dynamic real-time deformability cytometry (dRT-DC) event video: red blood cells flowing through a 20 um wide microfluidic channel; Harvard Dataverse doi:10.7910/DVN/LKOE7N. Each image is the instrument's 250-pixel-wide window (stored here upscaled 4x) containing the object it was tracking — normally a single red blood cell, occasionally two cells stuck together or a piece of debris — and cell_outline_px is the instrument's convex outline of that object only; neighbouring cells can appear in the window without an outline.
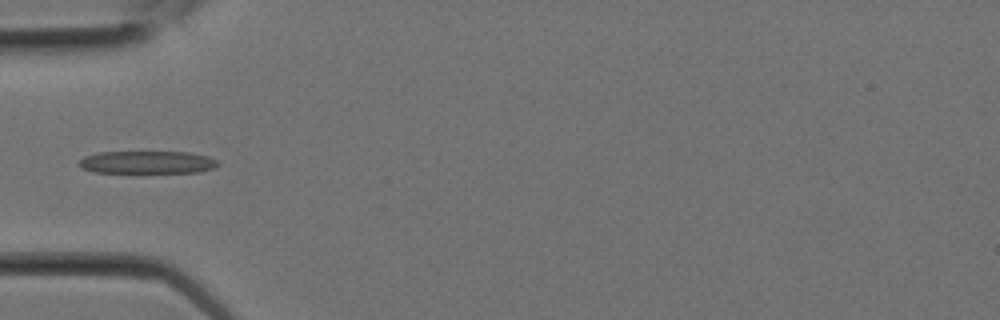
{"species": "Egyptian fruit bat (a non-hibernating species)", "species_latin": "Rousettus aegyptiacus", "temperature_condition": "room temperature", "stored_images_in_passage": 3, "camera_frame_rate_fps": 3000, "um_per_image_px": 0.085, "animal": {"sex": "female"}, "frame": {"image": 1, "passage_image": 3, "time_ms": 0.667, "image_size_px": [1000, 320], "cell_outline_px": [[220, 164], [216, 168], [200, 172], [92, 172], [80, 168], [76, 164], [84, 156], [100, 152], [192, 152], [208, 156], [216, 160]], "centroid_in_image_um": [12.52, 13.79], "position_along_channel_um": 72.5, "area_um2": 18.5}}